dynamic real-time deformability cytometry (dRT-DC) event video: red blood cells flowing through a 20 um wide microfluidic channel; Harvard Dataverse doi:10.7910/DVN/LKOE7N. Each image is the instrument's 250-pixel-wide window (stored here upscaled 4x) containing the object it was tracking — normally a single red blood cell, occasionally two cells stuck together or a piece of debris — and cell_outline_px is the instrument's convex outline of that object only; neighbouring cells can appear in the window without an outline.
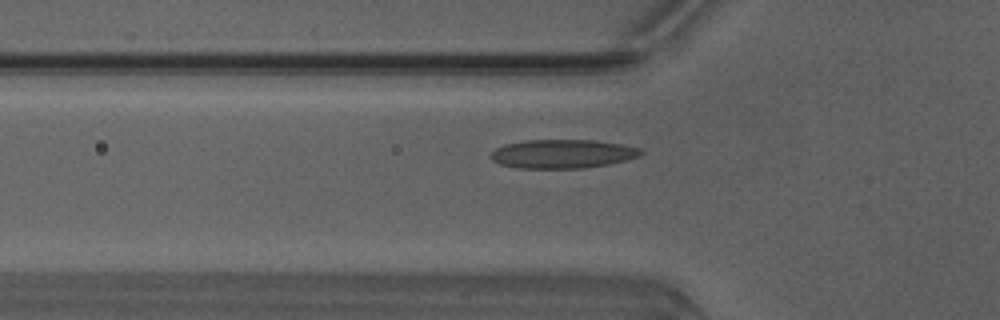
{"species": "Egyptian fruit bat (a non-hibernating species)", "species_latin": "Rousettus aegyptiacus", "temperature_condition": "warm", "stored_images_in_passage": 36, "camera_frame_rate_fps": 3000, "um_per_image_px": 0.085, "animal": {"sex": "male"}, "frame": {"image": 1, "passage_image": 5, "time_ms": 1.333, "image_size_px": [1000, 320], "cell_outline_px": [[644, 152], [640, 156], [608, 164], [584, 168], [520, 168], [500, 164], [492, 160], [488, 156], [496, 148], [508, 144], [528, 140], [592, 140], [620, 144], [640, 148]], "centroid_in_image_um": [47.81, 13.08], "position_along_channel_um": 78.0, "area_um2": 24.97}}
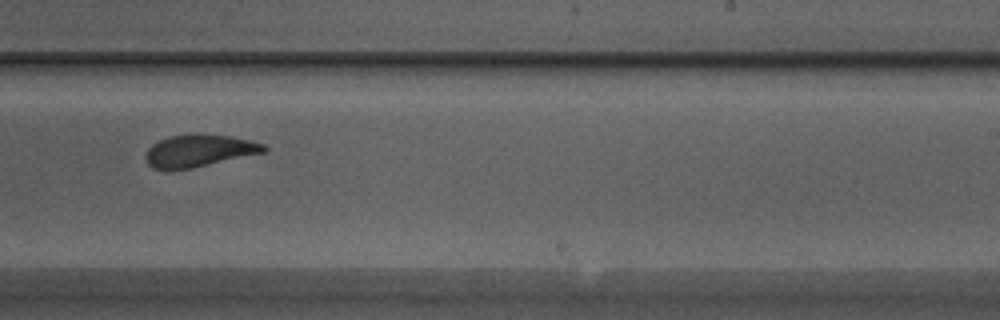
{"frame": {"image": 2, "passage_image": 19, "time_ms": 6.0, "image_size_px": [1000, 320], "cell_outline_px": [[268, 148], [264, 152], [192, 168], [152, 168], [148, 164], [144, 156], [148, 148], [152, 144], [168, 136], [200, 132], [232, 136], [252, 140], [264, 144]], "centroid_in_image_um": [16.94, 12.77], "position_along_channel_um": 272.1, "area_um2": 22.31}}
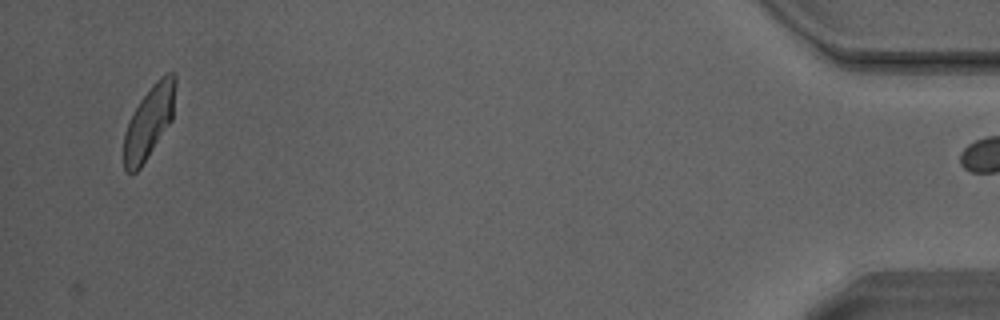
{"frame": {"image": 3, "passage_image": 36, "time_ms": 11.667, "image_size_px": [1000, 320], "cell_outline_px": [[176, 84], [172, 120], [140, 168], [136, 172], [124, 172], [124, 132], [128, 120], [140, 100], [152, 84], [160, 76], [168, 72], [176, 72]], "centroid_in_image_um": [12.67, 10.33], "position_along_channel_um": 422.5, "area_um2": 21.85}, "authors_computed_cell_mechanics": {"area_um2": 22.9466, "velocity_mm_per_s": 4.1538, "shape_relaxation_time_tau1_ms": 4.2472, "shape_relaxation_time_tau2_ms": 1.3476, "deformation_change_tau1": 0.1431, "deformation_change_tau2": 0.088}}